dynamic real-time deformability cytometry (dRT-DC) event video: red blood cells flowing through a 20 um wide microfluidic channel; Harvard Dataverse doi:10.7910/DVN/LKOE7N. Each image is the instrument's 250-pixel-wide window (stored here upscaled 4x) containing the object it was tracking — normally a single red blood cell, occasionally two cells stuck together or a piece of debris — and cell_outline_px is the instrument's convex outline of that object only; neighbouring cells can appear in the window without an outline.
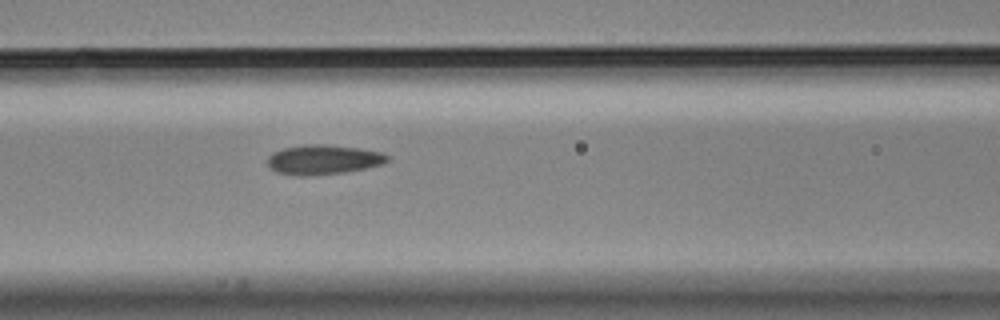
{"species": "Egyptian fruit bat (a non-hibernating species)", "species_latin": "Rousettus aegyptiacus", "temperature_condition": "cold", "stored_images_in_passage": 3, "camera_frame_rate_fps": 3000, "um_per_image_px": 0.085, "animal": {"sex": "male"}, "frame": {"image": 1, "passage_image": 3, "time_ms": 0.667, "image_size_px": [1000, 320], "cell_outline_px": [[388, 160], [384, 164], [344, 172], [308, 176], [296, 176], [276, 172], [268, 168], [268, 156], [272, 152], [284, 148], [308, 144], [324, 144], [360, 148], [380, 152], [388, 156]], "centroid_in_image_um": [27.44, 13.57], "position_along_channel_um": 139.2, "area_um2": 20.75}}